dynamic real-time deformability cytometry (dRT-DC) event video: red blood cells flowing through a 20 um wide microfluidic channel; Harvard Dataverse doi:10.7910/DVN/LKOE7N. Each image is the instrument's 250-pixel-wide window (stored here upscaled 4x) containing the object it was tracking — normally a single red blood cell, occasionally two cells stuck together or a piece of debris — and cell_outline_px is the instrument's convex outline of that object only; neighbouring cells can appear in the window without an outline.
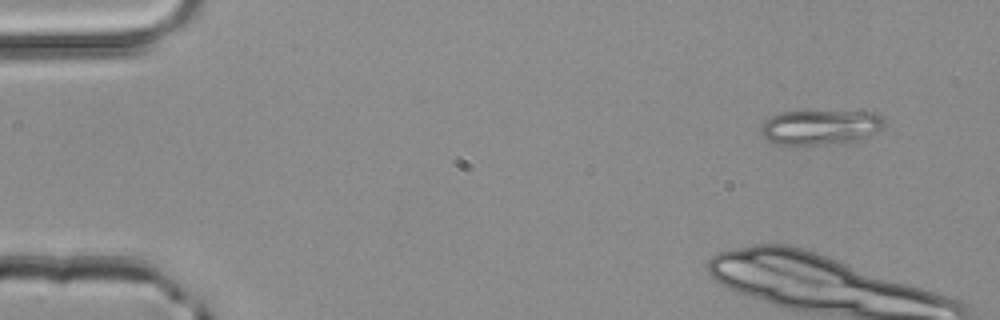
{"species": "common noctule bat (a hibernating species)", "species_latin": "Nyctalus noctula", "temperature_condition": "room temperature", "stored_images_in_passage": 4, "camera_frame_rate_fps": 3000, "um_per_image_px": 0.085, "animal": {"sex": "male", "body_mass_g": 20.4}, "frame": {"image": 1, "passage_image": 1, "time_ms": 0.0, "image_size_px": [1000, 320], "cell_outline_px": [[884, 124], [876, 132], [864, 140], [836, 144], [776, 144], [768, 140], [760, 132], [760, 128], [764, 120], [780, 112], [876, 112], [884, 116]], "centroid_in_image_um": [69.77, 10.82], "position_along_channel_um": 15.2, "area_um2": 25.14}}